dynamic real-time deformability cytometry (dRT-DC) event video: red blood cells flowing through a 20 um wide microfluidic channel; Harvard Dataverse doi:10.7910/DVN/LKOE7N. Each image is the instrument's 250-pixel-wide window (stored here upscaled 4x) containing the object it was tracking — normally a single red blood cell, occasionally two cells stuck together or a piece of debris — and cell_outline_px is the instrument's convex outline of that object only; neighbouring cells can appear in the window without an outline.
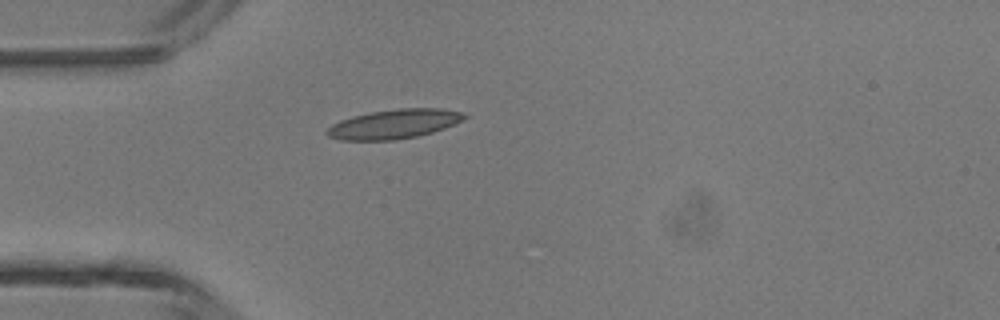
{"species": "common noctule bat (a hibernating species)", "species_latin": "Nyctalus noctula", "temperature_condition": "room temperature", "stored_images_in_passage": 4, "camera_frame_rate_fps": 3000, "um_per_image_px": 0.085, "animal": {"sex": "male", "body_mass_g": 13.3}, "frame": {"image": 1, "passage_image": 4, "time_ms": 1.0, "image_size_px": [1000, 320], "cell_outline_px": [[468, 116], [444, 128], [432, 132], [416, 136], [392, 140], [340, 140], [328, 136], [324, 132], [332, 124], [340, 120], [352, 116], [372, 112], [396, 108], [440, 108], [464, 112]], "centroid_in_image_um": [33.46, 10.53], "position_along_channel_um": 51.5, "area_um2": 23.35}}